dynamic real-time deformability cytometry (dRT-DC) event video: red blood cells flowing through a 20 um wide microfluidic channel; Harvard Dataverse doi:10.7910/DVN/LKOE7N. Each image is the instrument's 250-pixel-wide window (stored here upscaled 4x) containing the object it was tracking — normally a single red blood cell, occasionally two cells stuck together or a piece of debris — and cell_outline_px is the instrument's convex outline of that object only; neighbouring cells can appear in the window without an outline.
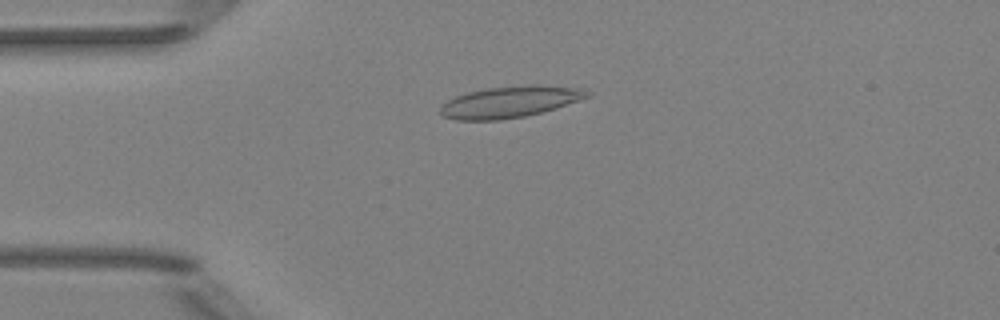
{"species": "Egyptian fruit bat (a non-hibernating species)", "species_latin": "Rousettus aegyptiacus", "temperature_condition": "room temperature", "stored_images_in_passage": 5, "camera_frame_rate_fps": 3000, "um_per_image_px": 0.085, "animal": {"sex": "female"}, "frame": {"image": 1, "passage_image": 5, "time_ms": 5.333, "image_size_px": [1000, 320], "cell_outline_px": [[592, 96], [556, 108], [524, 116], [500, 120], [456, 120], [444, 116], [440, 112], [440, 108], [448, 100], [456, 96], [468, 92], [488, 88], [524, 84], [540, 84], [580, 88], [592, 92]], "centroid_in_image_um": [43.4, 8.64], "position_along_channel_um": 41.6, "area_um2": 26.99}}